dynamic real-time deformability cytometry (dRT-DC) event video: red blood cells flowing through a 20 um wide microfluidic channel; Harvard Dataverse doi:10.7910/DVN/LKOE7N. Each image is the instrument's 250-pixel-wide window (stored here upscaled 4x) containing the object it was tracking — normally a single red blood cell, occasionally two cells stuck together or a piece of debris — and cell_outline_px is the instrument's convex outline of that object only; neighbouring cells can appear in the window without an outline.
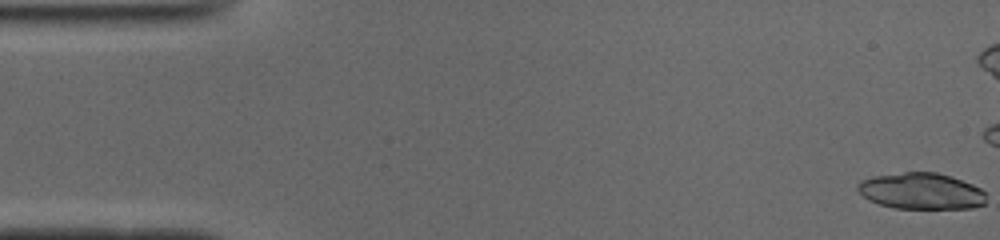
{"species": "common noctule bat (a hibernating species)", "species_latin": "Nyctalus noctula", "temperature_condition": "cold", "stored_images_in_passage": 47, "camera_frame_rate_fps": 3000, "um_per_image_px": 0.085, "animal": {"sex": "male", "body_mass_g": 19.0, "forearm_length_mm": 50.8}, "frame": {"image": 1, "passage_image": 1, "time_ms": 0.0, "image_size_px": [1000, 240], "cell_outline_px": [[984, 204], [972, 208], [896, 208], [880, 204], [868, 200], [856, 188], [856, 184], [860, 180], [872, 176], [904, 172], [936, 172], [972, 184], [980, 188], [984, 192]], "centroid_in_image_um": [78.25, 16.24], "position_along_channel_um": 6.7, "area_um2": 26.99}}